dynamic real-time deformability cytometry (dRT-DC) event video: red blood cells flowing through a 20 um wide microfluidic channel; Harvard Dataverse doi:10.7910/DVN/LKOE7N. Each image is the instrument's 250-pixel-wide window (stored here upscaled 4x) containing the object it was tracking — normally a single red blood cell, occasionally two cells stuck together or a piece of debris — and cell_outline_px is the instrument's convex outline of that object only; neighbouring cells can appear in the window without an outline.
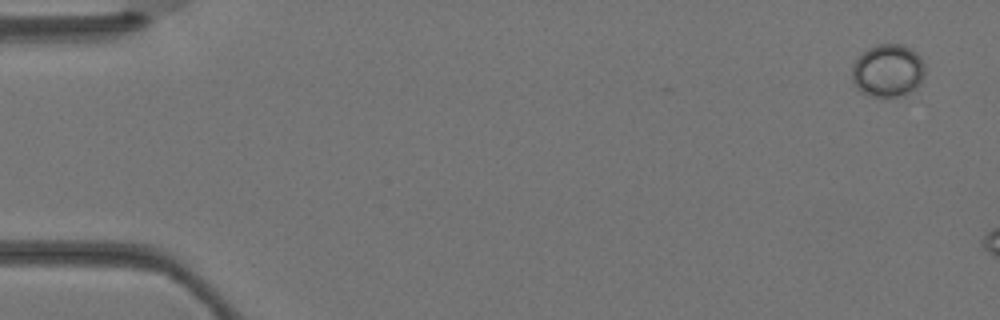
{"species": "Egyptian fruit bat (a non-hibernating species)", "species_latin": "Rousettus aegyptiacus", "temperature_condition": "warm", "stored_images_in_passage": 4, "camera_frame_rate_fps": 3000, "um_per_image_px": 0.085, "animal": {"sex": "female"}, "frame": {"image": 1, "passage_image": 1, "time_ms": 0.0, "image_size_px": [1000, 320], "cell_outline_px": [[924, 76], [920, 84], [916, 88], [904, 96], [868, 96], [860, 92], [852, 80], [852, 68], [856, 60], [868, 48], [880, 44], [900, 44], [916, 52], [920, 56], [924, 64]], "centroid_in_image_um": [75.48, 6.02], "position_along_channel_um": 9.5, "area_um2": 22.43}}